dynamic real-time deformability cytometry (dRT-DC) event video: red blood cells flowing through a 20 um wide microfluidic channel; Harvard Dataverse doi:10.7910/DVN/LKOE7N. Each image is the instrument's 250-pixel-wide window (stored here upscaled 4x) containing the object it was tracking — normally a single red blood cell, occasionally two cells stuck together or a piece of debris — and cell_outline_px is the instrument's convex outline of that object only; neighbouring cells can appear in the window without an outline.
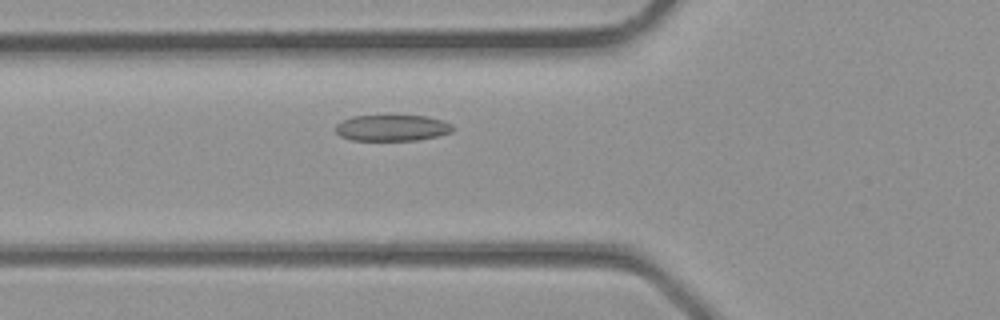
{"species": "common noctule bat (a hibernating species)", "species_latin": "Nyctalus noctula", "temperature_condition": "room temperature", "stored_images_in_passage": 3, "camera_frame_rate_fps": 3000, "um_per_image_px": 0.085, "animal": {"sex": "male", "body_mass_g": 23.1, "forearm_length_mm": 52.7}, "frame": {"image": 1, "passage_image": 3, "time_ms": 0.667, "image_size_px": [1000, 320], "cell_outline_px": [[452, 132], [436, 136], [416, 140], [352, 140], [340, 136], [336, 132], [336, 124], [352, 116], [384, 112], [392, 112], [428, 116], [444, 120], [452, 124]], "centroid_in_image_um": [33.32, 10.79], "position_along_channel_um": 92.5, "area_um2": 18.96}}